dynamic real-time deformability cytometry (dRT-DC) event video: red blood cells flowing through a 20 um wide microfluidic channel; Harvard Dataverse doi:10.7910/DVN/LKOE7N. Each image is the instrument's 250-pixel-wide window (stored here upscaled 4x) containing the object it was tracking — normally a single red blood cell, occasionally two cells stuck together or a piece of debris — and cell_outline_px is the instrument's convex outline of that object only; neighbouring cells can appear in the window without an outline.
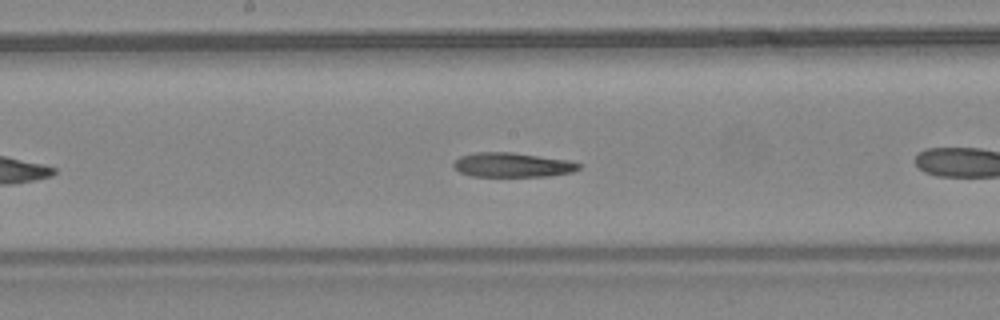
{"species": "common noctule bat (a hibernating species)", "species_latin": "Nyctalus noctula", "temperature_condition": "warm", "stored_images_in_passage": 32, "camera_frame_rate_fps": 3000, "um_per_image_px": 0.085, "animal": {"sex": "female", "body_mass_g": 24.6, "forearm_length_mm": 56.2}, "frame": {"image": 1, "passage_image": 10, "time_ms": 3.0, "image_size_px": [1000, 320], "cell_outline_px": [[584, 164], [580, 168], [572, 172], [548, 176], [472, 176], [460, 172], [452, 164], [460, 156], [476, 152], [512, 152], [568, 160]], "centroid_in_image_um": [43.58, 14.01], "position_along_channel_um": 204.6, "area_um2": 17.8}, "authors_computed_cell_mechanics": {"area_um2": 18.7561, "velocity_mm_per_s": 4.4656, "shape_relaxation_time_tau1_ms": 6.1656, "shape_relaxation_time_tau2_ms": 4.6902, "deformation_change_tau1": 0.2206, "deformation_change_tau2": 0.1571}}